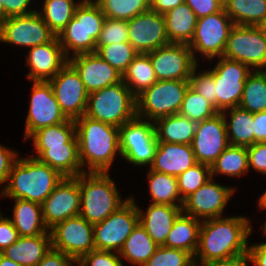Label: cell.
Wrapping results in <instances>:
<instances>
[{
	"label": "cell",
	"instance_id": "680465c9",
	"mask_svg": "<svg viewBox=\"0 0 266 266\" xmlns=\"http://www.w3.org/2000/svg\"><path fill=\"white\" fill-rule=\"evenodd\" d=\"M184 2L185 0H151L150 9L164 15Z\"/></svg>",
	"mask_w": 266,
	"mask_h": 266
},
{
	"label": "cell",
	"instance_id": "7c38bea8",
	"mask_svg": "<svg viewBox=\"0 0 266 266\" xmlns=\"http://www.w3.org/2000/svg\"><path fill=\"white\" fill-rule=\"evenodd\" d=\"M222 57L257 70L266 67V41L258 26L234 25Z\"/></svg>",
	"mask_w": 266,
	"mask_h": 266
},
{
	"label": "cell",
	"instance_id": "d590c367",
	"mask_svg": "<svg viewBox=\"0 0 266 266\" xmlns=\"http://www.w3.org/2000/svg\"><path fill=\"white\" fill-rule=\"evenodd\" d=\"M122 81L135 95L153 86L156 78L148 54H138L122 75Z\"/></svg>",
	"mask_w": 266,
	"mask_h": 266
},
{
	"label": "cell",
	"instance_id": "8fae6325",
	"mask_svg": "<svg viewBox=\"0 0 266 266\" xmlns=\"http://www.w3.org/2000/svg\"><path fill=\"white\" fill-rule=\"evenodd\" d=\"M49 232L52 248L74 260L95 250L93 225L80 215L57 223Z\"/></svg>",
	"mask_w": 266,
	"mask_h": 266
},
{
	"label": "cell",
	"instance_id": "d6986e66",
	"mask_svg": "<svg viewBox=\"0 0 266 266\" xmlns=\"http://www.w3.org/2000/svg\"><path fill=\"white\" fill-rule=\"evenodd\" d=\"M229 145L222 113L196 124L191 147L198 163L212 166Z\"/></svg>",
	"mask_w": 266,
	"mask_h": 266
},
{
	"label": "cell",
	"instance_id": "f35d334b",
	"mask_svg": "<svg viewBox=\"0 0 266 266\" xmlns=\"http://www.w3.org/2000/svg\"><path fill=\"white\" fill-rule=\"evenodd\" d=\"M239 107L253 114L266 110V72L264 70H254L247 77Z\"/></svg>",
	"mask_w": 266,
	"mask_h": 266
},
{
	"label": "cell",
	"instance_id": "7dc6e473",
	"mask_svg": "<svg viewBox=\"0 0 266 266\" xmlns=\"http://www.w3.org/2000/svg\"><path fill=\"white\" fill-rule=\"evenodd\" d=\"M197 66L191 72L190 75V87L210 104H212L217 110V98L215 96V81L213 78V71L207 70L202 73L196 72Z\"/></svg>",
	"mask_w": 266,
	"mask_h": 266
},
{
	"label": "cell",
	"instance_id": "484cf974",
	"mask_svg": "<svg viewBox=\"0 0 266 266\" xmlns=\"http://www.w3.org/2000/svg\"><path fill=\"white\" fill-rule=\"evenodd\" d=\"M51 235L48 231L43 235L19 239L0 253L22 266H37L51 248Z\"/></svg>",
	"mask_w": 266,
	"mask_h": 266
},
{
	"label": "cell",
	"instance_id": "83f0119b",
	"mask_svg": "<svg viewBox=\"0 0 266 266\" xmlns=\"http://www.w3.org/2000/svg\"><path fill=\"white\" fill-rule=\"evenodd\" d=\"M201 223L202 220L200 222L199 219L182 212L176 218L162 246L187 251L194 257L199 244Z\"/></svg>",
	"mask_w": 266,
	"mask_h": 266
},
{
	"label": "cell",
	"instance_id": "4fadbf2b",
	"mask_svg": "<svg viewBox=\"0 0 266 266\" xmlns=\"http://www.w3.org/2000/svg\"><path fill=\"white\" fill-rule=\"evenodd\" d=\"M213 71L217 111L238 107L247 77L252 73L249 66L239 61L219 57Z\"/></svg>",
	"mask_w": 266,
	"mask_h": 266
},
{
	"label": "cell",
	"instance_id": "8d00e7d4",
	"mask_svg": "<svg viewBox=\"0 0 266 266\" xmlns=\"http://www.w3.org/2000/svg\"><path fill=\"white\" fill-rule=\"evenodd\" d=\"M148 180L153 204L183 206L184 200L180 196L176 176L159 173L150 169ZM175 201H179V205Z\"/></svg>",
	"mask_w": 266,
	"mask_h": 266
},
{
	"label": "cell",
	"instance_id": "ffe728a7",
	"mask_svg": "<svg viewBox=\"0 0 266 266\" xmlns=\"http://www.w3.org/2000/svg\"><path fill=\"white\" fill-rule=\"evenodd\" d=\"M129 43L139 54H147L170 44L164 15L147 10L127 21Z\"/></svg>",
	"mask_w": 266,
	"mask_h": 266
},
{
	"label": "cell",
	"instance_id": "e7e4bbea",
	"mask_svg": "<svg viewBox=\"0 0 266 266\" xmlns=\"http://www.w3.org/2000/svg\"><path fill=\"white\" fill-rule=\"evenodd\" d=\"M4 21V6L3 0H0V23Z\"/></svg>",
	"mask_w": 266,
	"mask_h": 266
},
{
	"label": "cell",
	"instance_id": "e0dca14e",
	"mask_svg": "<svg viewBox=\"0 0 266 266\" xmlns=\"http://www.w3.org/2000/svg\"><path fill=\"white\" fill-rule=\"evenodd\" d=\"M67 119L60 109L49 81H33L25 139H29L34 132L43 127L57 125Z\"/></svg>",
	"mask_w": 266,
	"mask_h": 266
},
{
	"label": "cell",
	"instance_id": "8992f818",
	"mask_svg": "<svg viewBox=\"0 0 266 266\" xmlns=\"http://www.w3.org/2000/svg\"><path fill=\"white\" fill-rule=\"evenodd\" d=\"M85 116L121 127L134 119L136 114V96L123 81L89 93Z\"/></svg>",
	"mask_w": 266,
	"mask_h": 266
},
{
	"label": "cell",
	"instance_id": "003e7915",
	"mask_svg": "<svg viewBox=\"0 0 266 266\" xmlns=\"http://www.w3.org/2000/svg\"><path fill=\"white\" fill-rule=\"evenodd\" d=\"M263 234L266 235V222H265V225H264V228H263Z\"/></svg>",
	"mask_w": 266,
	"mask_h": 266
},
{
	"label": "cell",
	"instance_id": "f6af8a7d",
	"mask_svg": "<svg viewBox=\"0 0 266 266\" xmlns=\"http://www.w3.org/2000/svg\"><path fill=\"white\" fill-rule=\"evenodd\" d=\"M143 266H195V263L187 251L159 246Z\"/></svg>",
	"mask_w": 266,
	"mask_h": 266
},
{
	"label": "cell",
	"instance_id": "3957f363",
	"mask_svg": "<svg viewBox=\"0 0 266 266\" xmlns=\"http://www.w3.org/2000/svg\"><path fill=\"white\" fill-rule=\"evenodd\" d=\"M64 177L37 158H17L12 165L3 196L42 204Z\"/></svg>",
	"mask_w": 266,
	"mask_h": 266
},
{
	"label": "cell",
	"instance_id": "6f0895ef",
	"mask_svg": "<svg viewBox=\"0 0 266 266\" xmlns=\"http://www.w3.org/2000/svg\"><path fill=\"white\" fill-rule=\"evenodd\" d=\"M248 253L255 266H266V242L248 247Z\"/></svg>",
	"mask_w": 266,
	"mask_h": 266
},
{
	"label": "cell",
	"instance_id": "6da1fadb",
	"mask_svg": "<svg viewBox=\"0 0 266 266\" xmlns=\"http://www.w3.org/2000/svg\"><path fill=\"white\" fill-rule=\"evenodd\" d=\"M249 224L250 220L242 216L202 220L194 255L195 266H205L248 252L247 242L252 232Z\"/></svg>",
	"mask_w": 266,
	"mask_h": 266
},
{
	"label": "cell",
	"instance_id": "816d5d0a",
	"mask_svg": "<svg viewBox=\"0 0 266 266\" xmlns=\"http://www.w3.org/2000/svg\"><path fill=\"white\" fill-rule=\"evenodd\" d=\"M19 233L15 229L11 219L0 214V252L19 239Z\"/></svg>",
	"mask_w": 266,
	"mask_h": 266
},
{
	"label": "cell",
	"instance_id": "ab89813d",
	"mask_svg": "<svg viewBox=\"0 0 266 266\" xmlns=\"http://www.w3.org/2000/svg\"><path fill=\"white\" fill-rule=\"evenodd\" d=\"M43 11L40 12L50 30L58 36L68 22L74 17L79 3L74 0H45Z\"/></svg>",
	"mask_w": 266,
	"mask_h": 266
},
{
	"label": "cell",
	"instance_id": "60d3db41",
	"mask_svg": "<svg viewBox=\"0 0 266 266\" xmlns=\"http://www.w3.org/2000/svg\"><path fill=\"white\" fill-rule=\"evenodd\" d=\"M151 0H95L106 18L129 21L150 10Z\"/></svg>",
	"mask_w": 266,
	"mask_h": 266
},
{
	"label": "cell",
	"instance_id": "7402d4cb",
	"mask_svg": "<svg viewBox=\"0 0 266 266\" xmlns=\"http://www.w3.org/2000/svg\"><path fill=\"white\" fill-rule=\"evenodd\" d=\"M68 62L79 73L88 93L122 81V74L95 52L72 56Z\"/></svg>",
	"mask_w": 266,
	"mask_h": 266
},
{
	"label": "cell",
	"instance_id": "db71d44e",
	"mask_svg": "<svg viewBox=\"0 0 266 266\" xmlns=\"http://www.w3.org/2000/svg\"><path fill=\"white\" fill-rule=\"evenodd\" d=\"M31 0H3L4 20L11 16H21L36 12L28 10ZM28 10V11H27Z\"/></svg>",
	"mask_w": 266,
	"mask_h": 266
},
{
	"label": "cell",
	"instance_id": "4316f807",
	"mask_svg": "<svg viewBox=\"0 0 266 266\" xmlns=\"http://www.w3.org/2000/svg\"><path fill=\"white\" fill-rule=\"evenodd\" d=\"M40 162L57 170L63 177H76L83 172L79 158V146H56L49 149H35Z\"/></svg>",
	"mask_w": 266,
	"mask_h": 266
},
{
	"label": "cell",
	"instance_id": "4dcf8cb0",
	"mask_svg": "<svg viewBox=\"0 0 266 266\" xmlns=\"http://www.w3.org/2000/svg\"><path fill=\"white\" fill-rule=\"evenodd\" d=\"M11 219L19 236L30 237L48 232L42 218V206L39 203L24 199H15Z\"/></svg>",
	"mask_w": 266,
	"mask_h": 266
},
{
	"label": "cell",
	"instance_id": "f907efd6",
	"mask_svg": "<svg viewBox=\"0 0 266 266\" xmlns=\"http://www.w3.org/2000/svg\"><path fill=\"white\" fill-rule=\"evenodd\" d=\"M249 168L266 174V142H257L247 147Z\"/></svg>",
	"mask_w": 266,
	"mask_h": 266
},
{
	"label": "cell",
	"instance_id": "52a82bcc",
	"mask_svg": "<svg viewBox=\"0 0 266 266\" xmlns=\"http://www.w3.org/2000/svg\"><path fill=\"white\" fill-rule=\"evenodd\" d=\"M189 86V80H158L136 96L137 117L154 122L178 114Z\"/></svg>",
	"mask_w": 266,
	"mask_h": 266
},
{
	"label": "cell",
	"instance_id": "44dd1931",
	"mask_svg": "<svg viewBox=\"0 0 266 266\" xmlns=\"http://www.w3.org/2000/svg\"><path fill=\"white\" fill-rule=\"evenodd\" d=\"M235 189L208 180L183 201L182 212L203 220L222 217L224 208Z\"/></svg>",
	"mask_w": 266,
	"mask_h": 266
},
{
	"label": "cell",
	"instance_id": "cb8c5ba5",
	"mask_svg": "<svg viewBox=\"0 0 266 266\" xmlns=\"http://www.w3.org/2000/svg\"><path fill=\"white\" fill-rule=\"evenodd\" d=\"M197 163L191 145L158 142L150 169L177 177Z\"/></svg>",
	"mask_w": 266,
	"mask_h": 266
},
{
	"label": "cell",
	"instance_id": "f5cc1de1",
	"mask_svg": "<svg viewBox=\"0 0 266 266\" xmlns=\"http://www.w3.org/2000/svg\"><path fill=\"white\" fill-rule=\"evenodd\" d=\"M17 154L0 145V184L7 182L12 165L18 158Z\"/></svg>",
	"mask_w": 266,
	"mask_h": 266
},
{
	"label": "cell",
	"instance_id": "836d02e7",
	"mask_svg": "<svg viewBox=\"0 0 266 266\" xmlns=\"http://www.w3.org/2000/svg\"><path fill=\"white\" fill-rule=\"evenodd\" d=\"M226 14L235 25L258 26L266 22V0H223Z\"/></svg>",
	"mask_w": 266,
	"mask_h": 266
},
{
	"label": "cell",
	"instance_id": "b9f144b4",
	"mask_svg": "<svg viewBox=\"0 0 266 266\" xmlns=\"http://www.w3.org/2000/svg\"><path fill=\"white\" fill-rule=\"evenodd\" d=\"M95 53L122 75L139 54L129 42L96 46Z\"/></svg>",
	"mask_w": 266,
	"mask_h": 266
},
{
	"label": "cell",
	"instance_id": "5b68a950",
	"mask_svg": "<svg viewBox=\"0 0 266 266\" xmlns=\"http://www.w3.org/2000/svg\"><path fill=\"white\" fill-rule=\"evenodd\" d=\"M105 15L93 0H82L77 6L74 17L58 34V40L65 56L93 53L101 32Z\"/></svg>",
	"mask_w": 266,
	"mask_h": 266
},
{
	"label": "cell",
	"instance_id": "ee69618b",
	"mask_svg": "<svg viewBox=\"0 0 266 266\" xmlns=\"http://www.w3.org/2000/svg\"><path fill=\"white\" fill-rule=\"evenodd\" d=\"M176 178L180 196L184 200L212 178L211 166L197 163Z\"/></svg>",
	"mask_w": 266,
	"mask_h": 266
},
{
	"label": "cell",
	"instance_id": "03108f58",
	"mask_svg": "<svg viewBox=\"0 0 266 266\" xmlns=\"http://www.w3.org/2000/svg\"><path fill=\"white\" fill-rule=\"evenodd\" d=\"M72 263H75L78 266H85L81 260H74L73 262H71L70 266H73Z\"/></svg>",
	"mask_w": 266,
	"mask_h": 266
},
{
	"label": "cell",
	"instance_id": "ba28073f",
	"mask_svg": "<svg viewBox=\"0 0 266 266\" xmlns=\"http://www.w3.org/2000/svg\"><path fill=\"white\" fill-rule=\"evenodd\" d=\"M157 146L153 121H143L136 116L119 128V154L129 163L151 166Z\"/></svg>",
	"mask_w": 266,
	"mask_h": 266
},
{
	"label": "cell",
	"instance_id": "e575fe53",
	"mask_svg": "<svg viewBox=\"0 0 266 266\" xmlns=\"http://www.w3.org/2000/svg\"><path fill=\"white\" fill-rule=\"evenodd\" d=\"M158 247L148 235L146 229L138 223L125 240L122 249L119 251V255L134 265L143 266Z\"/></svg>",
	"mask_w": 266,
	"mask_h": 266
},
{
	"label": "cell",
	"instance_id": "11a10c76",
	"mask_svg": "<svg viewBox=\"0 0 266 266\" xmlns=\"http://www.w3.org/2000/svg\"><path fill=\"white\" fill-rule=\"evenodd\" d=\"M73 261L71 257L51 247L37 266H70Z\"/></svg>",
	"mask_w": 266,
	"mask_h": 266
},
{
	"label": "cell",
	"instance_id": "2e32d148",
	"mask_svg": "<svg viewBox=\"0 0 266 266\" xmlns=\"http://www.w3.org/2000/svg\"><path fill=\"white\" fill-rule=\"evenodd\" d=\"M147 54L157 80H189L198 65L190 47L184 43H170Z\"/></svg>",
	"mask_w": 266,
	"mask_h": 266
},
{
	"label": "cell",
	"instance_id": "f1b7e54d",
	"mask_svg": "<svg viewBox=\"0 0 266 266\" xmlns=\"http://www.w3.org/2000/svg\"><path fill=\"white\" fill-rule=\"evenodd\" d=\"M196 124L179 113L158 118L154 121L157 141L191 145Z\"/></svg>",
	"mask_w": 266,
	"mask_h": 266
},
{
	"label": "cell",
	"instance_id": "be15d7a7",
	"mask_svg": "<svg viewBox=\"0 0 266 266\" xmlns=\"http://www.w3.org/2000/svg\"><path fill=\"white\" fill-rule=\"evenodd\" d=\"M258 27L260 28L263 34L264 40L266 41V22H263L262 24L258 25Z\"/></svg>",
	"mask_w": 266,
	"mask_h": 266
},
{
	"label": "cell",
	"instance_id": "7a4b0ae2",
	"mask_svg": "<svg viewBox=\"0 0 266 266\" xmlns=\"http://www.w3.org/2000/svg\"><path fill=\"white\" fill-rule=\"evenodd\" d=\"M79 158L88 172H108L119 148V127L85 115L75 119ZM87 163V164H86Z\"/></svg>",
	"mask_w": 266,
	"mask_h": 266
},
{
	"label": "cell",
	"instance_id": "9f6ffc18",
	"mask_svg": "<svg viewBox=\"0 0 266 266\" xmlns=\"http://www.w3.org/2000/svg\"><path fill=\"white\" fill-rule=\"evenodd\" d=\"M254 143L266 142V110L254 113Z\"/></svg>",
	"mask_w": 266,
	"mask_h": 266
},
{
	"label": "cell",
	"instance_id": "91938a15",
	"mask_svg": "<svg viewBox=\"0 0 266 266\" xmlns=\"http://www.w3.org/2000/svg\"><path fill=\"white\" fill-rule=\"evenodd\" d=\"M247 261L252 262L251 257L248 252L240 256L231 258V259L215 261V262L206 264L205 266H248Z\"/></svg>",
	"mask_w": 266,
	"mask_h": 266
},
{
	"label": "cell",
	"instance_id": "7bdbcfd3",
	"mask_svg": "<svg viewBox=\"0 0 266 266\" xmlns=\"http://www.w3.org/2000/svg\"><path fill=\"white\" fill-rule=\"evenodd\" d=\"M219 112L216 108L196 93L190 86L185 92L179 114L198 123L214 117Z\"/></svg>",
	"mask_w": 266,
	"mask_h": 266
},
{
	"label": "cell",
	"instance_id": "6125c7cd",
	"mask_svg": "<svg viewBox=\"0 0 266 266\" xmlns=\"http://www.w3.org/2000/svg\"><path fill=\"white\" fill-rule=\"evenodd\" d=\"M258 202H259L258 205H259L260 209L266 208V192L261 195Z\"/></svg>",
	"mask_w": 266,
	"mask_h": 266
},
{
	"label": "cell",
	"instance_id": "681fc988",
	"mask_svg": "<svg viewBox=\"0 0 266 266\" xmlns=\"http://www.w3.org/2000/svg\"><path fill=\"white\" fill-rule=\"evenodd\" d=\"M197 19L219 12L224 7L223 0H185Z\"/></svg>",
	"mask_w": 266,
	"mask_h": 266
},
{
	"label": "cell",
	"instance_id": "ac0fdd59",
	"mask_svg": "<svg viewBox=\"0 0 266 266\" xmlns=\"http://www.w3.org/2000/svg\"><path fill=\"white\" fill-rule=\"evenodd\" d=\"M80 190L76 177H64L43 201L42 218L51 229L59 222L80 214Z\"/></svg>",
	"mask_w": 266,
	"mask_h": 266
},
{
	"label": "cell",
	"instance_id": "603a6c76",
	"mask_svg": "<svg viewBox=\"0 0 266 266\" xmlns=\"http://www.w3.org/2000/svg\"><path fill=\"white\" fill-rule=\"evenodd\" d=\"M26 58L30 68L27 77L31 81H49L68 63L57 36L30 48Z\"/></svg>",
	"mask_w": 266,
	"mask_h": 266
},
{
	"label": "cell",
	"instance_id": "1f68e13d",
	"mask_svg": "<svg viewBox=\"0 0 266 266\" xmlns=\"http://www.w3.org/2000/svg\"><path fill=\"white\" fill-rule=\"evenodd\" d=\"M226 111H229L230 121L225 116ZM221 113L224 115L230 145L249 147L254 144L253 113L239 106L224 110Z\"/></svg>",
	"mask_w": 266,
	"mask_h": 266
},
{
	"label": "cell",
	"instance_id": "c3c4849f",
	"mask_svg": "<svg viewBox=\"0 0 266 266\" xmlns=\"http://www.w3.org/2000/svg\"><path fill=\"white\" fill-rule=\"evenodd\" d=\"M80 260L85 266H123L119 253L115 251L95 249L84 255Z\"/></svg>",
	"mask_w": 266,
	"mask_h": 266
},
{
	"label": "cell",
	"instance_id": "30bf717a",
	"mask_svg": "<svg viewBox=\"0 0 266 266\" xmlns=\"http://www.w3.org/2000/svg\"><path fill=\"white\" fill-rule=\"evenodd\" d=\"M234 25L224 7L219 12L197 19L194 36L188 44L194 59L197 61L194 51L204 54L209 60L222 57Z\"/></svg>",
	"mask_w": 266,
	"mask_h": 266
},
{
	"label": "cell",
	"instance_id": "f546056e",
	"mask_svg": "<svg viewBox=\"0 0 266 266\" xmlns=\"http://www.w3.org/2000/svg\"><path fill=\"white\" fill-rule=\"evenodd\" d=\"M166 34L170 43L189 44L194 36L197 17L184 2L164 14Z\"/></svg>",
	"mask_w": 266,
	"mask_h": 266
},
{
	"label": "cell",
	"instance_id": "9c48e42d",
	"mask_svg": "<svg viewBox=\"0 0 266 266\" xmlns=\"http://www.w3.org/2000/svg\"><path fill=\"white\" fill-rule=\"evenodd\" d=\"M139 223L138 205L134 198L126 202L104 221L93 225L94 244L96 250L118 252L122 249L125 240Z\"/></svg>",
	"mask_w": 266,
	"mask_h": 266
},
{
	"label": "cell",
	"instance_id": "277c9868",
	"mask_svg": "<svg viewBox=\"0 0 266 266\" xmlns=\"http://www.w3.org/2000/svg\"><path fill=\"white\" fill-rule=\"evenodd\" d=\"M80 190V216L92 225L104 221L126 200L120 198L109 172H83L77 176Z\"/></svg>",
	"mask_w": 266,
	"mask_h": 266
},
{
	"label": "cell",
	"instance_id": "94428289",
	"mask_svg": "<svg viewBox=\"0 0 266 266\" xmlns=\"http://www.w3.org/2000/svg\"><path fill=\"white\" fill-rule=\"evenodd\" d=\"M0 266H22L18 263L12 261L11 259L6 258L0 253Z\"/></svg>",
	"mask_w": 266,
	"mask_h": 266
},
{
	"label": "cell",
	"instance_id": "74e56055",
	"mask_svg": "<svg viewBox=\"0 0 266 266\" xmlns=\"http://www.w3.org/2000/svg\"><path fill=\"white\" fill-rule=\"evenodd\" d=\"M249 170L247 147L229 145L211 166V177L217 174L241 176Z\"/></svg>",
	"mask_w": 266,
	"mask_h": 266
},
{
	"label": "cell",
	"instance_id": "bcb514c9",
	"mask_svg": "<svg viewBox=\"0 0 266 266\" xmlns=\"http://www.w3.org/2000/svg\"><path fill=\"white\" fill-rule=\"evenodd\" d=\"M127 21L105 18L96 46L129 42Z\"/></svg>",
	"mask_w": 266,
	"mask_h": 266
},
{
	"label": "cell",
	"instance_id": "d6a6232c",
	"mask_svg": "<svg viewBox=\"0 0 266 266\" xmlns=\"http://www.w3.org/2000/svg\"><path fill=\"white\" fill-rule=\"evenodd\" d=\"M29 138L34 140L35 149H49L56 146H79L76 137L75 120L67 119L57 125L43 127Z\"/></svg>",
	"mask_w": 266,
	"mask_h": 266
},
{
	"label": "cell",
	"instance_id": "9a60e30c",
	"mask_svg": "<svg viewBox=\"0 0 266 266\" xmlns=\"http://www.w3.org/2000/svg\"><path fill=\"white\" fill-rule=\"evenodd\" d=\"M49 83L61 111L67 118L75 120L85 114L89 93L79 73L69 62Z\"/></svg>",
	"mask_w": 266,
	"mask_h": 266
},
{
	"label": "cell",
	"instance_id": "d4e9b609",
	"mask_svg": "<svg viewBox=\"0 0 266 266\" xmlns=\"http://www.w3.org/2000/svg\"><path fill=\"white\" fill-rule=\"evenodd\" d=\"M181 213L182 206L151 203L145 213L138 207L139 224L158 246L166 242L176 218Z\"/></svg>",
	"mask_w": 266,
	"mask_h": 266
},
{
	"label": "cell",
	"instance_id": "5bb4252c",
	"mask_svg": "<svg viewBox=\"0 0 266 266\" xmlns=\"http://www.w3.org/2000/svg\"><path fill=\"white\" fill-rule=\"evenodd\" d=\"M55 37L39 11L7 17L0 23V41L4 43L33 48L50 42Z\"/></svg>",
	"mask_w": 266,
	"mask_h": 266
}]
</instances>
